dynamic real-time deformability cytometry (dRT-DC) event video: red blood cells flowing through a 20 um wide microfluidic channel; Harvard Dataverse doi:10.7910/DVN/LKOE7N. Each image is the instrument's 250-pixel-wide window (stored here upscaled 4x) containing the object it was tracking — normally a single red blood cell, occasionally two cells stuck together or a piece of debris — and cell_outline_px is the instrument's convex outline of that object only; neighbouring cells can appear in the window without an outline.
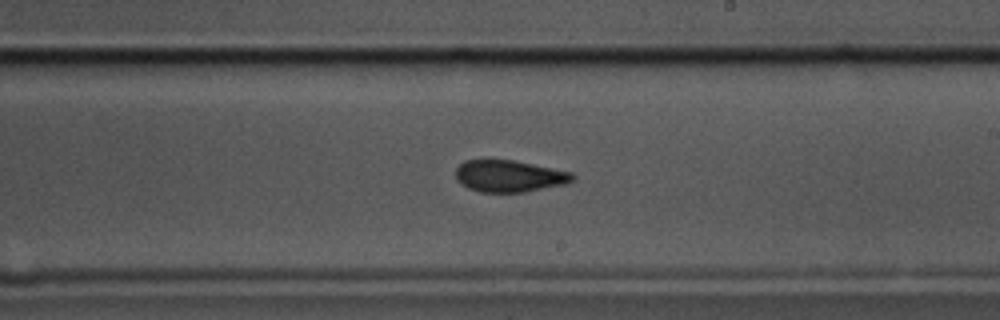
{"species": "common noctule bat (a hibernating species)", "species_latin": "Nyctalus noctula", "temperature_condition": "cold", "stored_images_in_passage": 57, "camera_frame_rate_fps": 3000, "um_per_image_px": 0.085, "animal": {"sex": "male", "body_mass_g": 17.5, "forearm_length_mm": 52.3}, "frame": {"image": 1, "passage_image": 33, "time_ms": 10.667, "image_size_px": [1000, 320], "cell_outline_px": [[576, 180], [568, 184], [524, 192], [480, 192], [468, 188], [456, 180], [456, 168], [464, 160], [512, 160], [572, 172], [576, 176]], "centroid_in_image_um": [43.32, 14.98], "position_along_channel_um": 245.7, "area_um2": 21.79}}
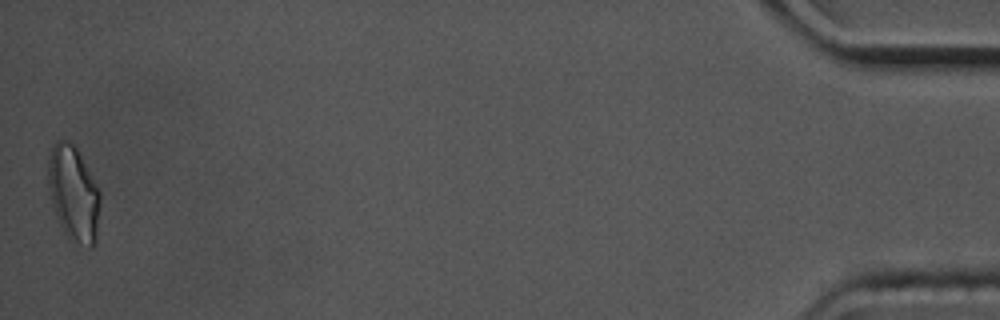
{"frame": {"image": 2, "passage_image": 57, "time_ms": 18.667, "image_size_px": [1000, 320], "cell_outline_px": [[100, 200], [96, 244], [92, 248], [88, 248], [72, 244], [64, 232], [60, 224], [52, 204], [48, 184], [48, 160], [52, 144], [56, 140], [68, 140], [76, 148], [100, 192]], "centroid_in_image_um": [6.25, 16.52], "position_along_channel_um": 429.0, "area_um2": 29.02}, "authors_computed_cell_mechanics": {"area_um2": 22.4264, "velocity_mm_per_s": 3.48, "shape_relaxation_time_tau1_ms": null, "shape_relaxation_time_tau2_ms": 2.4881, "deformation_change_tau1": null, "deformation_change_tau2": 0.0988}}